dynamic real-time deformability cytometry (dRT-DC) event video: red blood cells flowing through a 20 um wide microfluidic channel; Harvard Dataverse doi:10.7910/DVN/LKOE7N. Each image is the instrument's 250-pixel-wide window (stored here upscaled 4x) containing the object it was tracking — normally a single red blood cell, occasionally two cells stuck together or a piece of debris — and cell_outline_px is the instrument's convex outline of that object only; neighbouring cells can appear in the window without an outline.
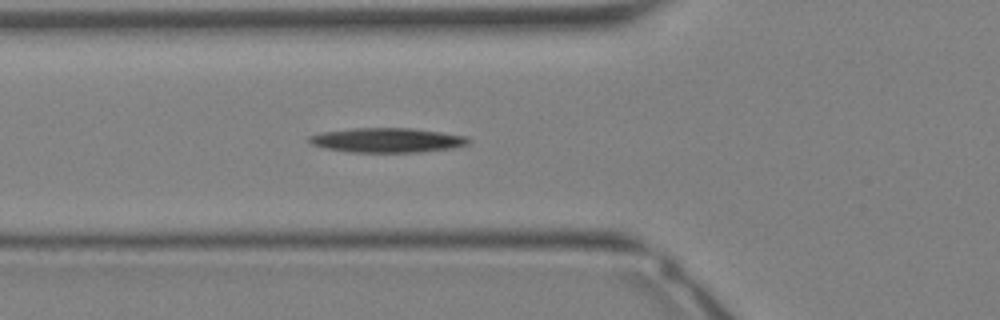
{"species": "Egyptian fruit bat (a non-hibernating species)", "species_latin": "Rousettus aegyptiacus", "temperature_condition": "warm", "stored_images_in_passage": 26, "camera_frame_rate_fps": 3000, "um_per_image_px": 0.085, "animal": {"sex": "female"}, "frame": {"image": 1, "passage_image": 8, "time_ms": 2.333, "image_size_px": [1000, 320], "cell_outline_px": [[472, 140], [468, 144], [452, 148], [424, 152], [352, 152], [324, 148], [312, 144], [308, 140], [308, 136], [320, 132], [352, 128], [412, 128], [468, 136]], "centroid_in_image_um": [32.92, 11.91], "position_along_channel_um": 92.9, "area_um2": 22.95}}
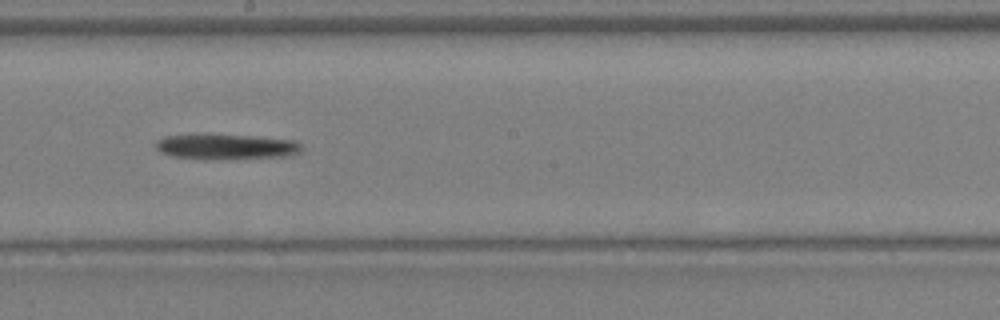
{"frame": {"image": 2, "passage_image": 15, "time_ms": 4.667, "image_size_px": [1000, 320], "cell_outline_px": [[300, 152], [292, 156], [172, 156], [160, 152], [156, 148], [156, 140], [164, 136], [192, 132], [208, 132], [296, 140], [300, 144]], "centroid_in_image_um": [19.15, 12.36], "position_along_channel_um": 229.1, "area_um2": 20.92}}
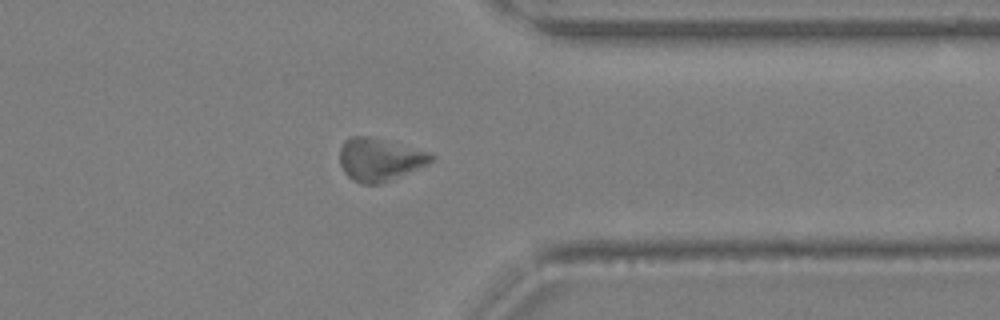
{"frame": {"image": 3, "passage_image": 23, "time_ms": 7.333, "image_size_px": [1000, 320], "cell_outline_px": [[436, 156], [428, 164], [380, 184], [360, 184], [352, 180], [344, 172], [340, 164], [340, 148], [344, 140], [348, 136], [372, 136], [432, 152]], "centroid_in_image_um": [32.26, 13.54], "position_along_channel_um": 379.1, "area_um2": 23.12}}